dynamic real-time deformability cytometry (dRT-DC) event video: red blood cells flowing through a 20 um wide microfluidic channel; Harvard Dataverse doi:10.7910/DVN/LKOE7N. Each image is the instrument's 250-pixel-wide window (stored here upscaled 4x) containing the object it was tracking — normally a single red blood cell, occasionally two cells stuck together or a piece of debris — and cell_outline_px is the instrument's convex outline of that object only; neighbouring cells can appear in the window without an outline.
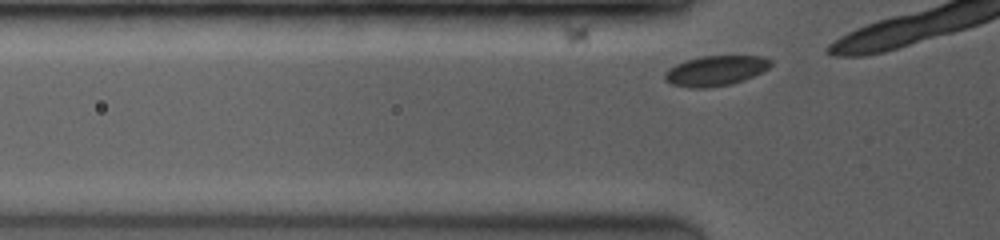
{"species": "common noctule bat (a hibernating species)", "species_latin": "Nyctalus noctula", "temperature_condition": "room temperature", "stored_images_in_passage": 2, "camera_frame_rate_fps": 3500, "um_per_image_px": 0.085, "animal": {"sex": "female", "body_mass_g": 19.0, "forearm_length_mm": 53.3}, "frame": {"image": 1, "passage_image": 2, "time_ms": 0.286, "image_size_px": [1000, 240], "cell_outline_px": [[772, 64], [768, 68], [744, 80], [732, 84], [708, 88], [692, 88], [672, 84], [664, 80], [664, 72], [668, 68], [684, 60], [704, 56], [764, 56], [772, 60]], "centroid_in_image_um": [60.8, 6.01], "position_along_channel_um": 65.0, "area_um2": 18.67}}